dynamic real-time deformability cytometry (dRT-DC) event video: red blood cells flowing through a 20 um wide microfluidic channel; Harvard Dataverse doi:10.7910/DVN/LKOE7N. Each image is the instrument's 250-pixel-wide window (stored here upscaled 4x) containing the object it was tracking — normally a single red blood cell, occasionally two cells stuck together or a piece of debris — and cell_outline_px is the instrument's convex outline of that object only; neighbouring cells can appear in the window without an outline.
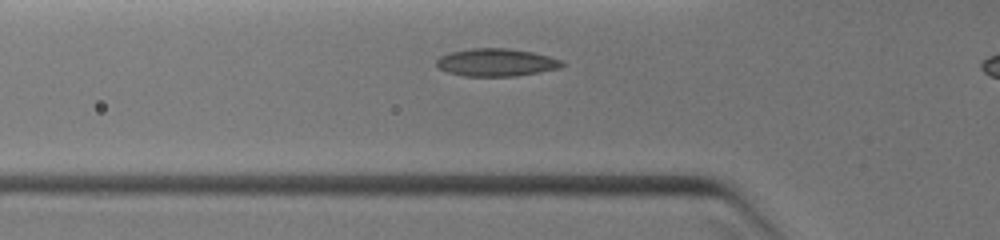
{"species": "common noctule bat (a hibernating species)", "species_latin": "Nyctalus noctula", "temperature_condition": "warm", "stored_images_in_passage": 5, "camera_frame_rate_fps": 3000, "um_per_image_px": 0.085, "animal": {"sex": "female", "body_mass_g": 19.0, "forearm_length_mm": 51.5}, "frame": {"image": 1, "passage_image": 5, "time_ms": 1.667, "image_size_px": [1000, 240], "cell_outline_px": [[568, 64], [560, 68], [540, 72], [516, 76], [464, 76], [448, 72], [440, 68], [436, 64], [436, 60], [440, 56], [448, 52], [472, 48], [508, 48], [532, 52], [548, 56], [560, 60]], "centroid_in_image_um": [42.19, 5.3], "position_along_channel_um": 83.6, "area_um2": 20.35}}